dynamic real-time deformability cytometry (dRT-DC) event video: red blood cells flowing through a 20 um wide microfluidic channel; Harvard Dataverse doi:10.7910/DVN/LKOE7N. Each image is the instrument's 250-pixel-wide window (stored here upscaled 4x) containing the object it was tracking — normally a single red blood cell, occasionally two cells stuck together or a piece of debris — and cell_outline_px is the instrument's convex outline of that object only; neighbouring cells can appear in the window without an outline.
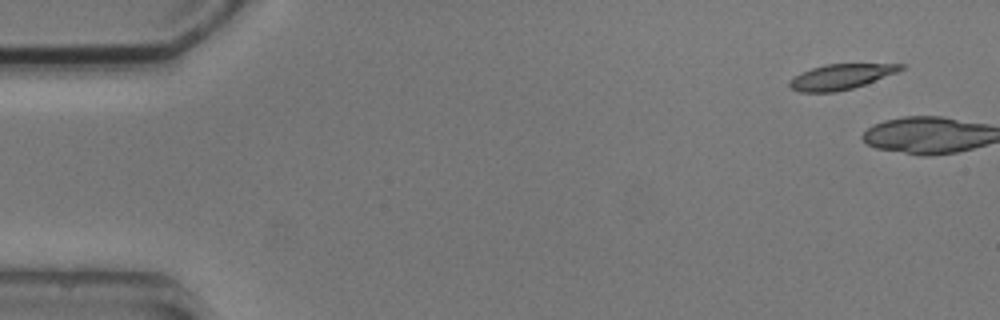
{"species": "common noctule bat (a hibernating species)", "species_latin": "Nyctalus noctula", "temperature_condition": "cold", "stored_images_in_passage": 2, "camera_frame_rate_fps": 3000, "um_per_image_px": 0.085, "animal": {"sex": "male", "body_mass_g": 20.5, "forearm_length_mm": 52.5}, "frame": {"image": 1, "passage_image": 1, "time_ms": 0.0, "image_size_px": [1000, 320], "cell_outline_px": [[904, 68], [896, 72], [864, 84], [852, 88], [836, 92], [800, 92], [792, 88], [788, 84], [796, 76], [812, 68], [824, 64], [904, 64]], "centroid_in_image_um": [71.47, 6.52], "position_along_channel_um": 13.5, "area_um2": 15.9}}